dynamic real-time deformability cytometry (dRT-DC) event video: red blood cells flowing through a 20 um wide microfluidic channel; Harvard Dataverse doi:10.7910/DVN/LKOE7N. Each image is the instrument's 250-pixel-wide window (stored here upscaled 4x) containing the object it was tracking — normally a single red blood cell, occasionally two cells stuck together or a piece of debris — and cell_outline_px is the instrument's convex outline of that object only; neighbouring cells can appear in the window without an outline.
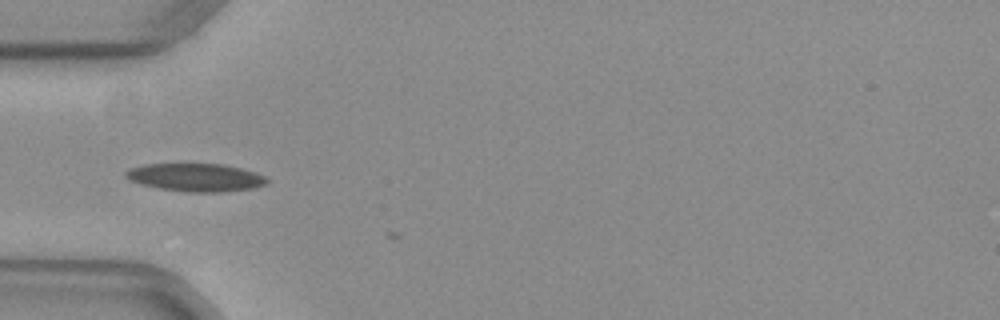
{"species": "common noctule bat (a hibernating species)", "species_latin": "Nyctalus noctula", "temperature_condition": "warm", "stored_images_in_passage": 2, "camera_frame_rate_fps": 3000, "um_per_image_px": 0.085, "animal": {"sex": "female", "body_mass_g": 29.2, "forearm_length_mm": 56.3}, "frame": {"image": 1, "passage_image": 1, "time_ms": 0.0, "image_size_px": [1000, 320], "cell_outline_px": [[268, 184], [252, 188], [220, 192], [188, 192], [160, 188], [140, 184], [128, 180], [124, 176], [124, 172], [128, 168], [144, 164], [224, 164], [256, 172], [264, 176], [268, 180]], "centroid_in_image_um": [16.6, 15.07], "position_along_channel_um": 68.4, "area_um2": 23.12}}